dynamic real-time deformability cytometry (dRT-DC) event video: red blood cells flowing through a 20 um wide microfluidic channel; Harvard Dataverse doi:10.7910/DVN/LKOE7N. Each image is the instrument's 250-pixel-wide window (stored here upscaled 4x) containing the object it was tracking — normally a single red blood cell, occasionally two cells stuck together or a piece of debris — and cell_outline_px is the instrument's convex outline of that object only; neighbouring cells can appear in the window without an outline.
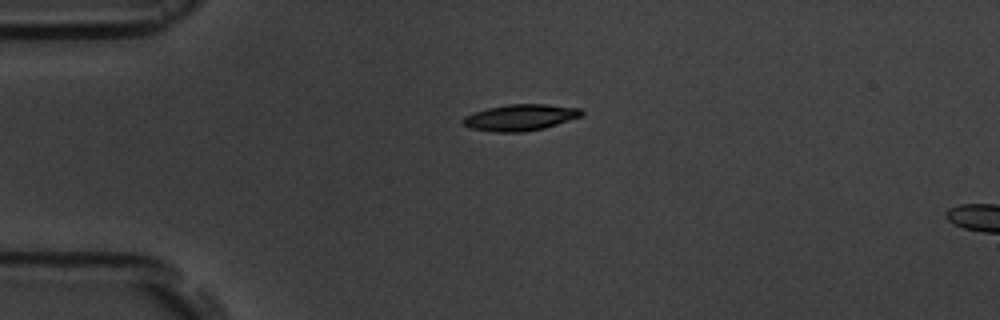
{"species": "common noctule bat (a hibernating species)", "species_latin": "Nyctalus noctula", "temperature_condition": "room temperature", "stored_images_in_passage": 2, "camera_frame_rate_fps": 3000, "um_per_image_px": 0.085, "animal": {"sex": "male", "body_mass_g": 19.5, "forearm_length_mm": 54.6}, "frame": {"image": 1, "passage_image": 1, "time_ms": 0.0, "image_size_px": [1000, 320], "cell_outline_px": [[584, 112], [580, 116], [544, 128], [524, 132], [492, 132], [468, 128], [460, 124], [460, 120], [464, 116], [488, 108], [508, 104], [548, 104], [580, 108]], "centroid_in_image_um": [44.15, 9.99], "position_along_channel_um": 40.8, "area_um2": 18.26}}